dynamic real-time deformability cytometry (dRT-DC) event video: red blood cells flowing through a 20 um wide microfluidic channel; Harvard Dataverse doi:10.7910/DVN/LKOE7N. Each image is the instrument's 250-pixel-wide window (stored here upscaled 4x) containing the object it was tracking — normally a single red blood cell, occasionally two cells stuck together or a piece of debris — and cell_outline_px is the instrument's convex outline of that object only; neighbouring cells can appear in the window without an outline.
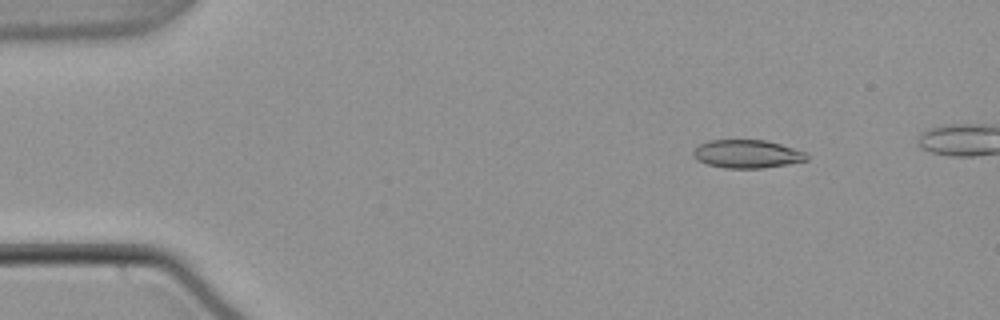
{"species": "common noctule bat (a hibernating species)", "species_latin": "Nyctalus noctula", "temperature_condition": "warm", "stored_images_in_passage": 49, "camera_frame_rate_fps": 3000, "um_per_image_px": 0.085, "animal": {"sex": "male", "body_mass_g": 21.5, "forearm_length_mm": 52.0}, "frame": {"image": 1, "passage_image": 7, "time_ms": 2.0, "image_size_px": [1000, 320], "cell_outline_px": [[808, 160], [788, 164], [764, 168], [724, 168], [708, 164], [696, 160], [692, 152], [700, 144], [708, 140], [764, 140], [780, 144], [804, 152], [808, 156]], "centroid_in_image_um": [63.48, 13.09], "position_along_channel_um": 21.5, "area_um2": 18.55}}
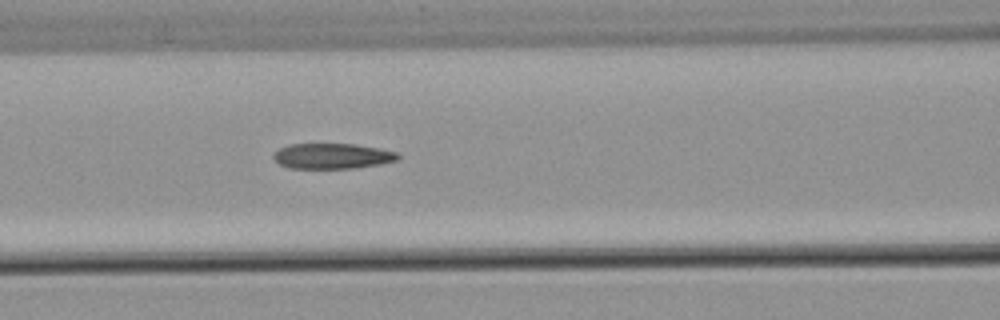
{"frame": {"image": 2, "passage_image": 23, "time_ms": 7.333, "image_size_px": [1000, 320], "cell_outline_px": [[400, 156], [396, 160], [380, 164], [356, 168], [288, 168], [280, 164], [272, 156], [280, 148], [288, 144], [352, 144], [380, 148], [400, 152]], "centroid_in_image_um": [28.28, 13.26], "position_along_channel_um": 138.3, "area_um2": 18.44}}
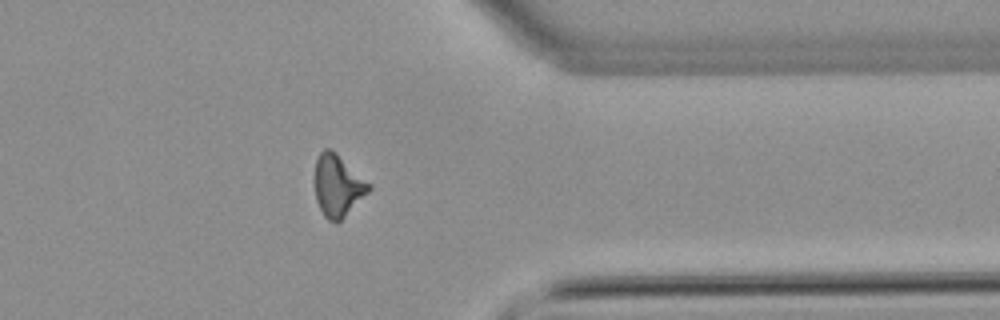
{"frame": {"image": 3, "passage_image": 43, "time_ms": 14.0, "image_size_px": [1000, 320], "cell_outline_px": [[372, 188], [336, 224], [328, 220], [324, 216], [316, 200], [316, 160], [320, 152], [324, 148], [332, 148], [372, 184]], "centroid_in_image_um": [28.73, 15.75], "position_along_channel_um": 382.7, "area_um2": 19.36}}